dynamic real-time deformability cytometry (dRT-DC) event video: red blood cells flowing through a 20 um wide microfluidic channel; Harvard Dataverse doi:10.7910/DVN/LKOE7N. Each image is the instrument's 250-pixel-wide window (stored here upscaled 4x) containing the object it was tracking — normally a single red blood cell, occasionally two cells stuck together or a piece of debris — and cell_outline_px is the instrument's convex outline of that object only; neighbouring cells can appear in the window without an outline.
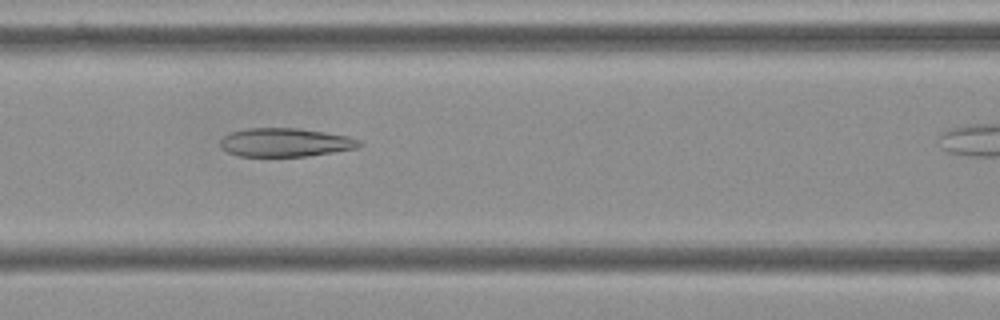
{"species": "Egyptian fruit bat (a non-hibernating species)", "species_latin": "Rousettus aegyptiacus", "temperature_condition": "cold", "stored_images_in_passage": 33, "camera_frame_rate_fps": 3000, "um_per_image_px": 0.085, "frame": {"image": 1, "passage_image": 12, "time_ms": 3.667, "image_size_px": [1000, 320], "cell_outline_px": [[364, 144], [360, 148], [308, 156], [240, 156], [228, 152], [220, 144], [220, 140], [224, 136], [232, 132], [248, 128], [296, 128], [324, 132], [348, 136], [360, 140]], "centroid_in_image_um": [24.31, 12.11], "position_along_channel_um": 142.3, "area_um2": 23.12}}
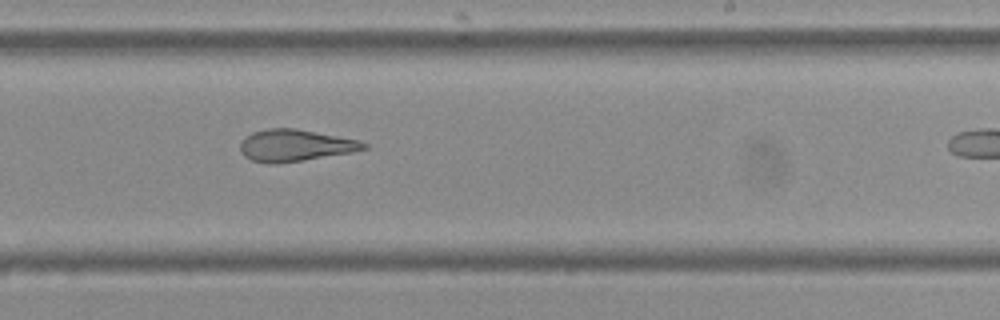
{"frame": {"image": 2, "passage_image": 22, "time_ms": 7.0, "image_size_px": [1000, 320], "cell_outline_px": [[368, 148], [352, 152], [304, 160], [276, 164], [272, 164], [252, 160], [244, 156], [240, 152], [240, 144], [244, 136], [252, 132], [264, 128], [296, 128], [356, 140], [368, 144]], "centroid_in_image_um": [25.03, 12.36], "position_along_channel_um": 264.0, "area_um2": 22.89}}
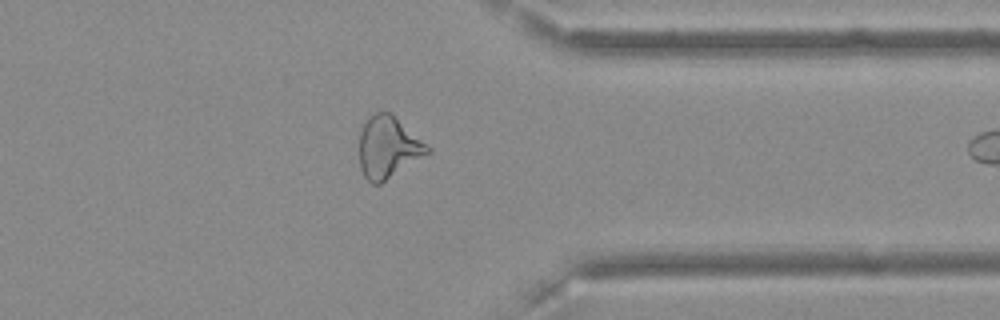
{"frame": {"image": 3, "passage_image": 32, "time_ms": 10.333, "image_size_px": [1000, 320], "cell_outline_px": [[432, 152], [380, 184], [372, 184], [364, 176], [360, 168], [360, 128], [368, 116], [376, 112], [392, 112], [432, 148]], "centroid_in_image_um": [33.01, 12.5], "position_along_channel_um": 378.4, "area_um2": 24.97}}